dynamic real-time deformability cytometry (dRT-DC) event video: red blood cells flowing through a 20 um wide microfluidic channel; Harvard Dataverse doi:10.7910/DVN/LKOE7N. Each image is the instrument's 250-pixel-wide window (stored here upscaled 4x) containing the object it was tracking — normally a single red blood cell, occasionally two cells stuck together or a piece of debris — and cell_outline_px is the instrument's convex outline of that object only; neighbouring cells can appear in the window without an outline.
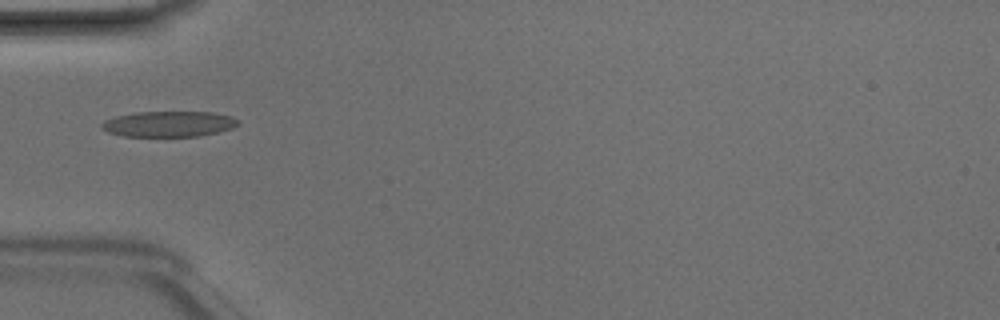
{"species": "Egyptian fruit bat (a non-hibernating species)", "species_latin": "Rousettus aegyptiacus", "temperature_condition": "room temperature", "stored_images_in_passage": 33, "camera_frame_rate_fps": 3000, "um_per_image_px": 0.085, "animal": {"sex": "male"}, "frame": {"image": 1, "passage_image": 1, "time_ms": 0.0, "image_size_px": [1000, 320], "cell_outline_px": [[240, 120], [232, 128], [200, 136], [124, 136], [108, 132], [100, 128], [100, 124], [104, 120], [116, 116], [136, 112], [212, 112], [232, 116]], "centroid_in_image_um": [14.32, 10.53], "position_along_channel_um": 70.7, "area_um2": 20.35}}
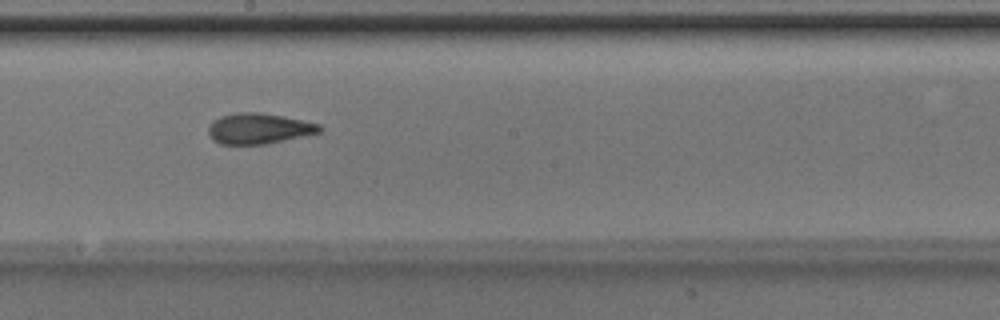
{"frame": {"image": 2, "passage_image": 12, "time_ms": 3.667, "image_size_px": [1000, 320], "cell_outline_px": [[324, 128], [320, 132], [264, 144], [220, 144], [212, 140], [208, 132], [208, 124], [212, 120], [220, 116], [236, 112], [260, 112], [284, 116], [320, 124]], "centroid_in_image_um": [21.95, 10.91], "position_along_channel_um": 226.2, "area_um2": 19.94}}
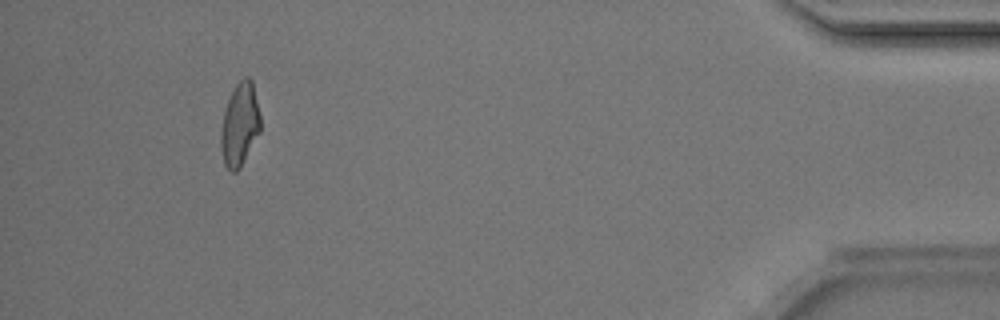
{"frame": {"image": 3, "passage_image": 30, "time_ms": 9.667, "image_size_px": [1000, 320], "cell_outline_px": [[260, 132], [240, 168], [236, 172], [232, 172], [224, 164], [220, 144], [220, 132], [224, 112], [228, 100], [236, 84], [244, 76], [248, 76], [252, 80], [260, 116]], "centroid_in_image_um": [20.38, 10.59], "position_along_channel_um": 414.8, "area_um2": 19.07}, "authors_computed_cell_mechanics": {"area_um2": 19.2474, "velocity_mm_per_s": 4.232, "shape_relaxation_time_tau1_ms": 5.845, "shape_relaxation_time_tau2_ms": 2.346, "deformation_change_tau1": 0.1613, "deformation_change_tau2": 0.0978}}